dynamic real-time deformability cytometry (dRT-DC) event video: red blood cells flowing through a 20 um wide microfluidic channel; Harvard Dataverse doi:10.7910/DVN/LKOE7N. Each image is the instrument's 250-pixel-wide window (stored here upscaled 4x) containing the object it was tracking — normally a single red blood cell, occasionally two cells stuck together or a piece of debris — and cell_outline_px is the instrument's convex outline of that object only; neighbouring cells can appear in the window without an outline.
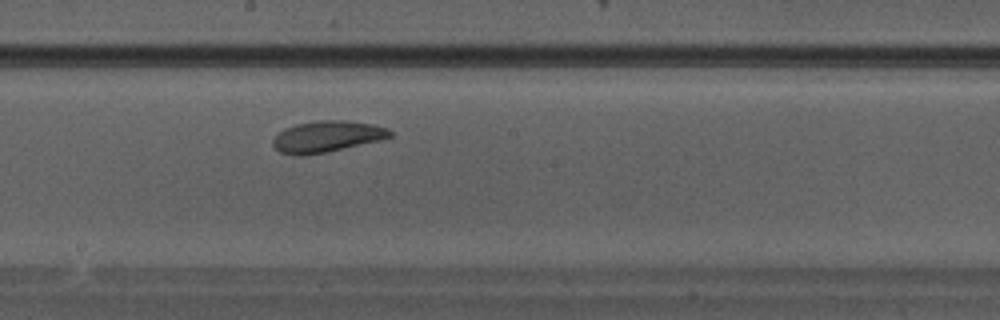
{"species": "Egyptian fruit bat (a non-hibernating species)", "species_latin": "Rousettus aegyptiacus", "temperature_condition": "warm", "stored_images_in_passage": 28, "camera_frame_rate_fps": 3000, "um_per_image_px": 0.085, "animal": {"sex": "male"}, "frame": {"image": 1, "passage_image": 13, "time_ms": 4.0, "image_size_px": [1000, 320], "cell_outline_px": [[392, 136], [380, 140], [328, 152], [304, 156], [296, 156], [280, 152], [272, 144], [272, 140], [284, 128], [296, 124], [316, 120], [348, 120], [372, 124], [388, 128], [392, 132]], "centroid_in_image_um": [27.78, 11.61], "position_along_channel_um": 220.4, "area_um2": 21.5}}